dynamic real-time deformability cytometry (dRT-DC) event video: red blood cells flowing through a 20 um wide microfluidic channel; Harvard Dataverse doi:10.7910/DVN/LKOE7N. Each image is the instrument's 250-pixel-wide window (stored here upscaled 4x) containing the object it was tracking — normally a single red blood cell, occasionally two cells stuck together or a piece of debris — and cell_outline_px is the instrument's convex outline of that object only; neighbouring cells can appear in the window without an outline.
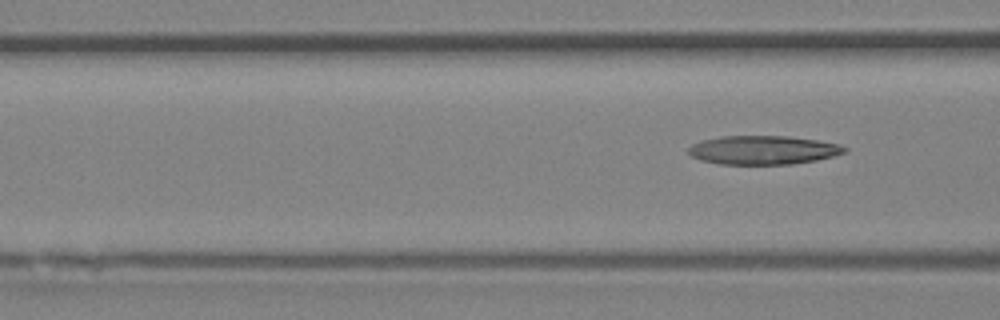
{"species": "Egyptian fruit bat (a non-hibernating species)", "species_latin": "Rousettus aegyptiacus", "temperature_condition": "room temperature", "stored_images_in_passage": 6, "camera_frame_rate_fps": 3000, "um_per_image_px": 0.085, "animal": {"sex": "female"}, "frame": {"image": 1, "passage_image": 6, "time_ms": 1.667, "image_size_px": [1000, 320], "cell_outline_px": [[848, 148], [844, 152], [832, 156], [816, 160], [792, 164], [720, 164], [700, 160], [692, 156], [688, 152], [688, 148], [692, 144], [704, 140], [720, 136], [788, 136], [816, 140], [840, 144]], "centroid_in_image_um": [64.85, 12.75], "position_along_channel_um": 101.7, "area_um2": 26.07}}